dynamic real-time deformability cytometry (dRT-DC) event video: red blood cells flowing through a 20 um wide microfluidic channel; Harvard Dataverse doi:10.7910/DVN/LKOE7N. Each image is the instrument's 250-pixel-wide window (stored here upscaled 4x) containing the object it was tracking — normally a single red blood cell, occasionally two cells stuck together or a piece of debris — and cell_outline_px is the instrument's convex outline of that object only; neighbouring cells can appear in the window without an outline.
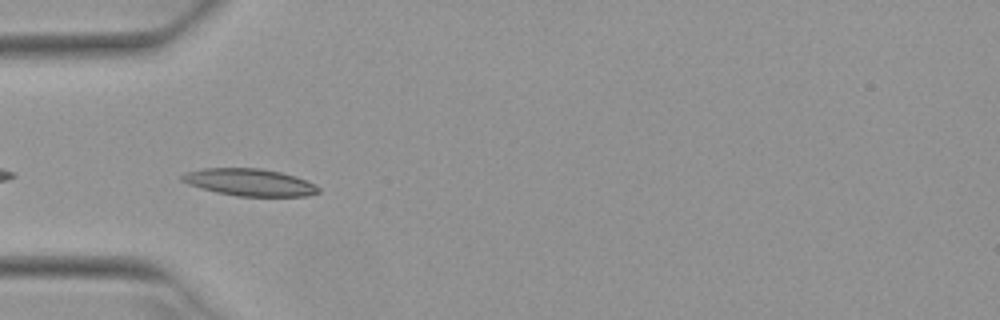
{"species": "Egyptian fruit bat (a non-hibernating species)", "species_latin": "Rousettus aegyptiacus", "temperature_condition": "warm", "stored_images_in_passage": 15, "camera_frame_rate_fps": 3000, "um_per_image_px": 0.085, "animal": {"sex": "female"}, "frame": {"image": 1, "passage_image": 3, "time_ms": 0.667, "image_size_px": [1000, 320], "cell_outline_px": [[320, 192], [304, 196], [236, 196], [216, 192], [200, 188], [188, 184], [180, 180], [180, 176], [188, 172], [204, 168], [260, 168], [280, 172], [296, 176], [316, 184], [320, 188]], "centroid_in_image_um": [21.22, 15.5], "position_along_channel_um": 63.8, "area_um2": 21.62}}
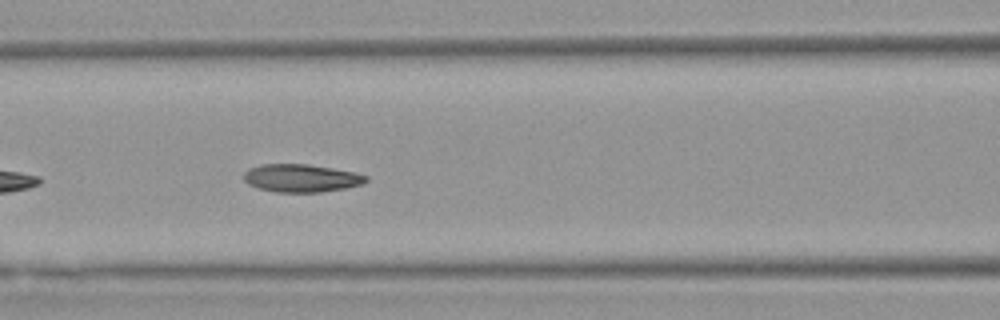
{"frame": {"image": 2, "passage_image": 9, "time_ms": 2.667, "image_size_px": [1000, 320], "cell_outline_px": [[368, 180], [364, 184], [344, 188], [320, 192], [276, 192], [260, 188], [248, 184], [244, 180], [244, 172], [248, 168], [260, 164], [308, 164], [356, 172], [368, 176]], "centroid_in_image_um": [25.62, 15.13], "position_along_channel_um": 141.0, "area_um2": 19.94}}
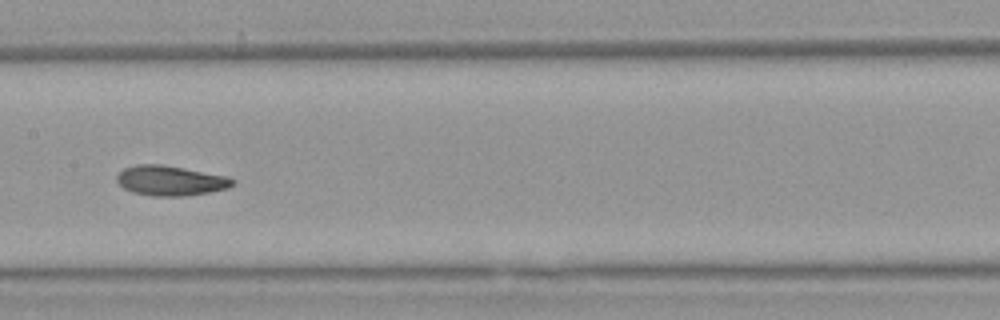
{"frame": {"image": 3, "passage_image": 13, "time_ms": 4.0, "image_size_px": [1000, 320], "cell_outline_px": [[236, 184], [228, 188], [208, 192], [184, 196], [152, 196], [132, 192], [124, 188], [116, 180], [116, 176], [124, 168], [136, 164], [160, 164], [224, 176], [236, 180]], "centroid_in_image_um": [14.46, 15.36], "position_along_channel_um": 192.9, "area_um2": 20.0}}